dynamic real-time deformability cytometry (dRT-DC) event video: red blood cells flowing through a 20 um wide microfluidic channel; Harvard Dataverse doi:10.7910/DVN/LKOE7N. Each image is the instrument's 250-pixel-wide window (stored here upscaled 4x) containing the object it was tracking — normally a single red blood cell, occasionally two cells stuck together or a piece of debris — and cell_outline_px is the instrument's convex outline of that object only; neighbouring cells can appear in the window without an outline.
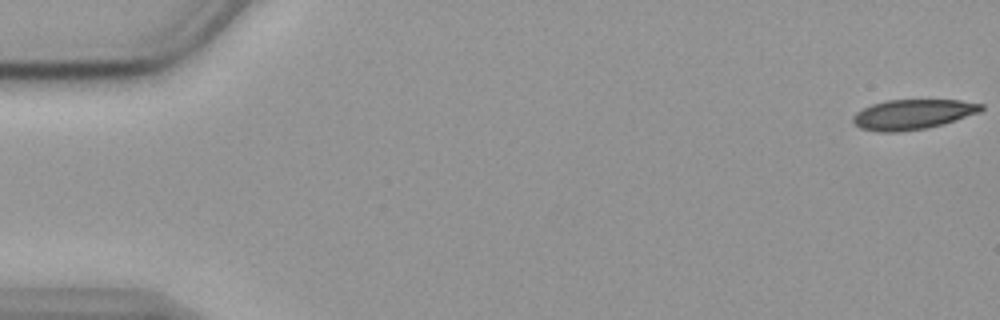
{"species": "common noctule bat (a hibernating species)", "species_latin": "Nyctalus noctula", "temperature_condition": "cold", "stored_images_in_passage": 56, "camera_frame_rate_fps": 3000, "um_per_image_px": 0.085, "animal": {"sex": "female", "body_mass_g": 19.9}, "frame": {"image": 1, "passage_image": 1, "time_ms": 0.0, "image_size_px": [1000, 320], "cell_outline_px": [[984, 108], [980, 112], [944, 124], [928, 128], [896, 132], [880, 132], [860, 128], [852, 120], [852, 116], [856, 112], [872, 104], [888, 100], [960, 100], [984, 104]], "centroid_in_image_um": [77.6, 9.72], "position_along_channel_um": 7.4, "area_um2": 22.43}}
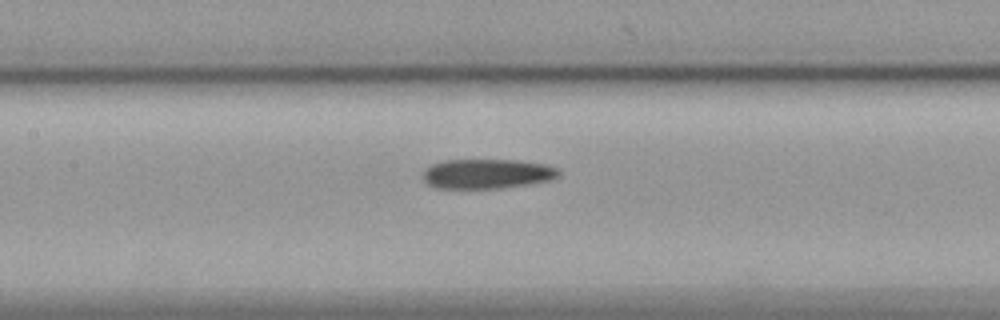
{"frame": {"image": 2, "passage_image": 26, "time_ms": 8.333, "image_size_px": [1000, 320], "cell_outline_px": [[560, 176], [552, 180], [528, 184], [500, 188], [436, 188], [428, 184], [420, 176], [424, 168], [432, 164], [444, 160], [516, 160], [544, 164], [560, 168]], "centroid_in_image_um": [41.39, 14.77], "position_along_channel_um": 166.0, "area_um2": 23.76}}
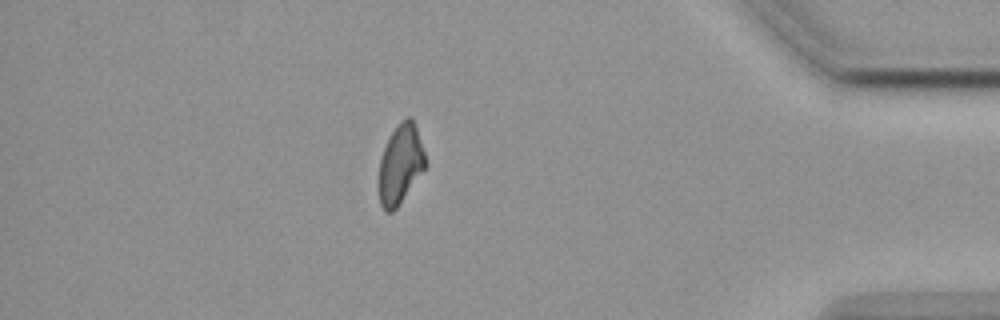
{"frame": {"image": 3, "passage_image": 49, "time_ms": 16.0, "image_size_px": [1000, 320], "cell_outline_px": [[428, 164], [396, 208], [392, 212], [384, 212], [380, 204], [380, 160], [384, 148], [396, 124], [400, 120], [408, 116], [412, 116]], "centroid_in_image_um": [34.05, 13.93], "position_along_channel_um": 401.1, "area_um2": 21.21}, "authors_computed_cell_mechanics": {"area_um2": 23.5824, "velocity_mm_per_s": 3.5936, "shape_relaxation_time_tau1_ms": 8.532, "shape_relaxation_time_tau2_ms": 2.6038, "deformation_change_tau1": 0.1718, "deformation_change_tau2": 0.0874}}